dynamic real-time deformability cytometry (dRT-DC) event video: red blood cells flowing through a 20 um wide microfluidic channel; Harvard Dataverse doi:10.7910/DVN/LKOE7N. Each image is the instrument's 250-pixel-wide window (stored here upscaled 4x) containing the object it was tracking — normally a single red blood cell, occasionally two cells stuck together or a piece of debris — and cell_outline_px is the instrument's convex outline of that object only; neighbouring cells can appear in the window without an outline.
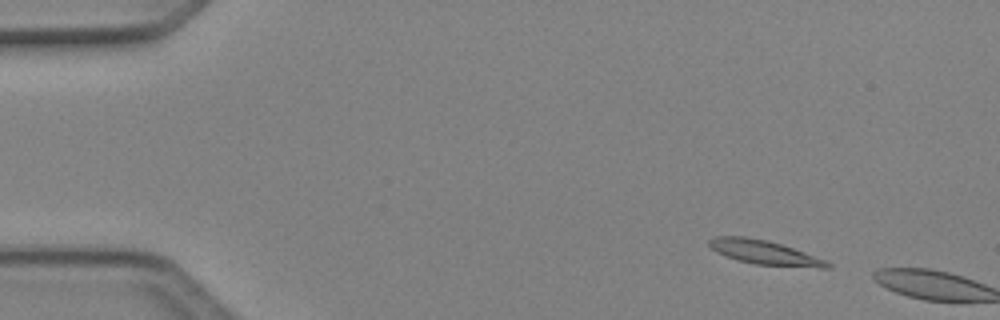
{"species": "Egyptian fruit bat (a non-hibernating species)", "species_latin": "Rousettus aegyptiacus", "temperature_condition": "cold", "stored_images_in_passage": 2, "camera_frame_rate_fps": 3000, "um_per_image_px": 0.085, "animal": {"sex": "female"}, "frame": {"image": 1, "passage_image": 1, "time_ms": 0.0, "image_size_px": [1000, 320], "cell_outline_px": [[832, 268], [820, 268], [756, 264], [736, 260], [716, 252], [708, 244], [708, 240], [716, 236], [744, 236], [768, 240], [828, 260], [832, 264]], "centroid_in_image_um": [65.0, 21.46], "position_along_channel_um": 20.0, "area_um2": 16.7}}